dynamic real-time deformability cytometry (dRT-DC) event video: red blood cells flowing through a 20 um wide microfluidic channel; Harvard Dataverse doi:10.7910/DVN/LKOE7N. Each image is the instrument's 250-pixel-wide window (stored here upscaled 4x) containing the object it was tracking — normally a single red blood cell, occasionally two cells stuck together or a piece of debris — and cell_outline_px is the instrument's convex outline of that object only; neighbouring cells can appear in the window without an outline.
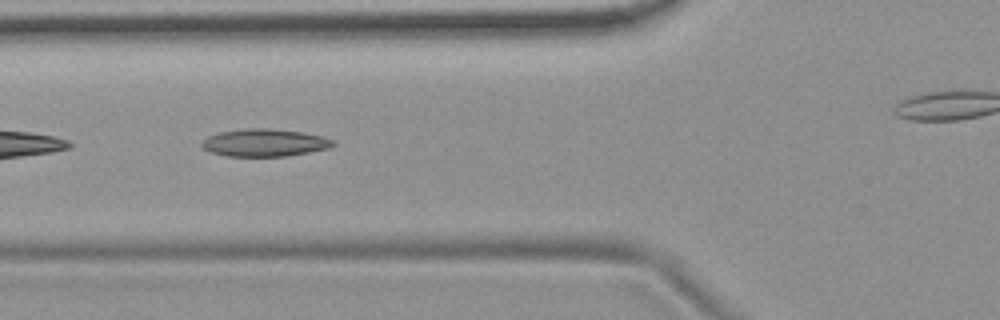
{"species": "common noctule bat (a hibernating species)", "species_latin": "Nyctalus noctula", "temperature_condition": "room temperature", "stored_images_in_passage": 21, "camera_frame_rate_fps": 3000, "um_per_image_px": 0.085, "animal": {"sex": "female", "body_mass_g": 19.9}, "frame": {"image": 1, "passage_image": 4, "time_ms": 1.0, "image_size_px": [1000, 320], "cell_outline_px": [[336, 144], [328, 148], [288, 156], [228, 156], [212, 152], [204, 148], [200, 144], [208, 136], [220, 132], [244, 128], [268, 128], [304, 132], [336, 140]], "centroid_in_image_um": [22.51, 12.12], "position_along_channel_um": 103.3, "area_um2": 20.98}}
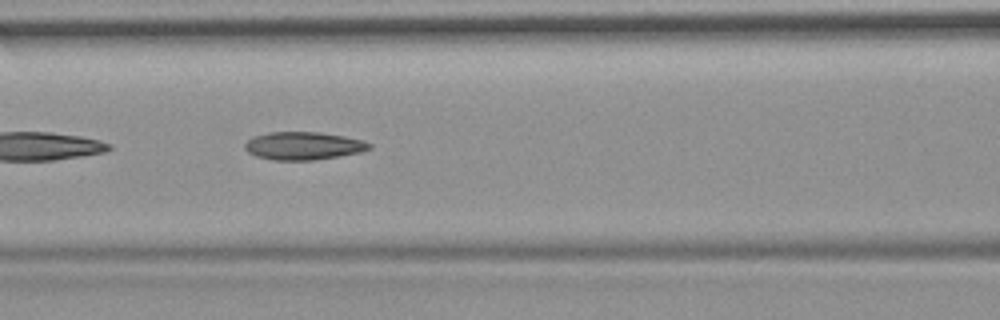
{"frame": {"image": 2, "passage_image": 7, "time_ms": 2.0, "image_size_px": [1000, 320], "cell_outline_px": [[372, 148], [360, 152], [312, 160], [272, 160], [256, 156], [248, 152], [244, 148], [244, 144], [252, 136], [268, 132], [320, 132], [344, 136], [360, 140], [372, 144]], "centroid_in_image_um": [25.74, 12.39], "position_along_channel_um": 140.9, "area_um2": 20.17}}